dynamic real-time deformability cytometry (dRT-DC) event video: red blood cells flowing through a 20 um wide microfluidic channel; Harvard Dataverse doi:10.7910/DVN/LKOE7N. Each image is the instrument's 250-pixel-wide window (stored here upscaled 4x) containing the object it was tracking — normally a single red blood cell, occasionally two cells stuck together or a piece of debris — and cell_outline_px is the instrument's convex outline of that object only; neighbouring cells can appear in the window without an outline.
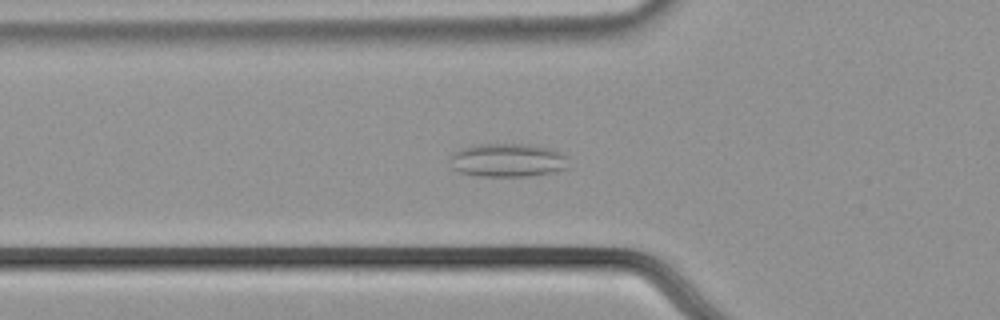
{"species": "common noctule bat (a hibernating species)", "species_latin": "Nyctalus noctula", "temperature_condition": "cold", "stored_images_in_passage": 58, "camera_frame_rate_fps": 3000, "um_per_image_px": 0.085, "animal": {"sex": "male", "body_mass_g": 21.5, "forearm_length_mm": 52.0}, "frame": {"image": 1, "passage_image": 21, "time_ms": 6.667, "image_size_px": [1000, 320], "cell_outline_px": [[568, 168], [552, 172], [528, 176], [476, 176], [460, 172], [452, 168], [448, 156], [464, 148], [480, 144], [528, 144], [552, 148], [568, 156]], "centroid_in_image_um": [43.18, 13.62], "position_along_channel_um": 82.6, "area_um2": 23.29}}
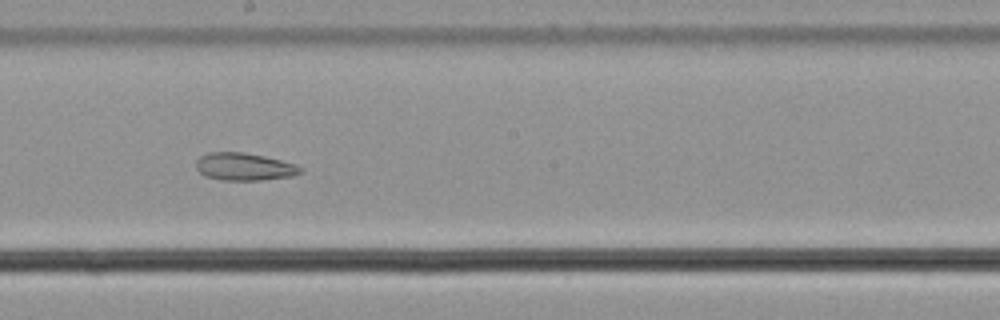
{"frame": {"image": 2, "passage_image": 33, "time_ms": 10.667, "image_size_px": [1000, 320], "cell_outline_px": [[304, 168], [300, 172], [292, 176], [260, 180], [220, 180], [204, 176], [196, 168], [196, 160], [200, 156], [208, 152], [244, 152], [264, 156], [296, 164]], "centroid_in_image_um": [20.74, 14.17], "position_along_channel_um": 227.5, "area_um2": 16.82}}
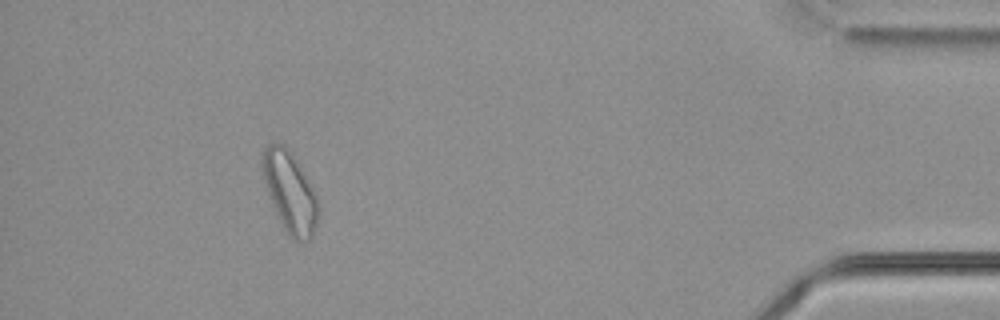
{"frame": {"image": 3, "passage_image": 53, "time_ms": 17.333, "image_size_px": [1000, 320], "cell_outline_px": [[320, 208], [316, 224], [312, 236], [308, 240], [300, 244], [288, 236], [272, 204], [260, 168], [260, 156], [264, 148], [268, 144], [284, 144], [292, 152], [316, 196]], "centroid_in_image_um": [24.62, 16.33], "position_along_channel_um": 410.6, "area_um2": 26.3}, "authors_computed_cell_mechanics": {"area_um2": 23.6402, "velocity_mm_per_s": 3.6304, "shape_relaxation_time_tau1_ms": null, "shape_relaxation_time_tau2_ms": 5.5812, "deformation_change_tau1": null, "deformation_change_tau2": 0.1107}}